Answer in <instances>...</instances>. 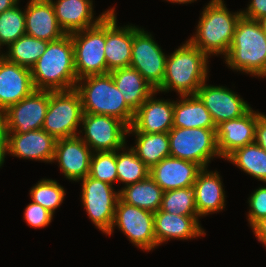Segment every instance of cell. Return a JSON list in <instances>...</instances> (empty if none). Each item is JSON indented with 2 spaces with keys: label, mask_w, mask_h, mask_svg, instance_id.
<instances>
[{
  "label": "cell",
  "mask_w": 266,
  "mask_h": 267,
  "mask_svg": "<svg viewBox=\"0 0 266 267\" xmlns=\"http://www.w3.org/2000/svg\"><path fill=\"white\" fill-rule=\"evenodd\" d=\"M8 152V129L4 112H0V168Z\"/></svg>",
  "instance_id": "obj_40"
},
{
  "label": "cell",
  "mask_w": 266,
  "mask_h": 267,
  "mask_svg": "<svg viewBox=\"0 0 266 267\" xmlns=\"http://www.w3.org/2000/svg\"><path fill=\"white\" fill-rule=\"evenodd\" d=\"M251 229L256 235L258 241L264 244V246L266 247V217H263L259 221H257L251 227Z\"/></svg>",
  "instance_id": "obj_42"
},
{
  "label": "cell",
  "mask_w": 266,
  "mask_h": 267,
  "mask_svg": "<svg viewBox=\"0 0 266 267\" xmlns=\"http://www.w3.org/2000/svg\"><path fill=\"white\" fill-rule=\"evenodd\" d=\"M19 0H0V14L15 6Z\"/></svg>",
  "instance_id": "obj_43"
},
{
  "label": "cell",
  "mask_w": 266,
  "mask_h": 267,
  "mask_svg": "<svg viewBox=\"0 0 266 267\" xmlns=\"http://www.w3.org/2000/svg\"><path fill=\"white\" fill-rule=\"evenodd\" d=\"M47 45L48 41L24 34L7 47L8 51L4 58L9 62L31 69L44 54Z\"/></svg>",
  "instance_id": "obj_31"
},
{
  "label": "cell",
  "mask_w": 266,
  "mask_h": 267,
  "mask_svg": "<svg viewBox=\"0 0 266 267\" xmlns=\"http://www.w3.org/2000/svg\"><path fill=\"white\" fill-rule=\"evenodd\" d=\"M50 101V91L35 90L5 111L8 134L42 129Z\"/></svg>",
  "instance_id": "obj_13"
},
{
  "label": "cell",
  "mask_w": 266,
  "mask_h": 267,
  "mask_svg": "<svg viewBox=\"0 0 266 267\" xmlns=\"http://www.w3.org/2000/svg\"><path fill=\"white\" fill-rule=\"evenodd\" d=\"M168 1L171 2V3L185 4V3L194 2L196 0H167V2Z\"/></svg>",
  "instance_id": "obj_45"
},
{
  "label": "cell",
  "mask_w": 266,
  "mask_h": 267,
  "mask_svg": "<svg viewBox=\"0 0 266 267\" xmlns=\"http://www.w3.org/2000/svg\"><path fill=\"white\" fill-rule=\"evenodd\" d=\"M81 181V200L88 217L97 229L107 235L114 222L119 191H114L112 185L88 175Z\"/></svg>",
  "instance_id": "obj_9"
},
{
  "label": "cell",
  "mask_w": 266,
  "mask_h": 267,
  "mask_svg": "<svg viewBox=\"0 0 266 267\" xmlns=\"http://www.w3.org/2000/svg\"><path fill=\"white\" fill-rule=\"evenodd\" d=\"M134 135H136V145L131 148L149 169L162 159L170 157L168 133H134Z\"/></svg>",
  "instance_id": "obj_29"
},
{
  "label": "cell",
  "mask_w": 266,
  "mask_h": 267,
  "mask_svg": "<svg viewBox=\"0 0 266 267\" xmlns=\"http://www.w3.org/2000/svg\"><path fill=\"white\" fill-rule=\"evenodd\" d=\"M30 70L36 90L65 91L74 89L78 78L74 65L71 34L48 42L44 54Z\"/></svg>",
  "instance_id": "obj_1"
},
{
  "label": "cell",
  "mask_w": 266,
  "mask_h": 267,
  "mask_svg": "<svg viewBox=\"0 0 266 267\" xmlns=\"http://www.w3.org/2000/svg\"><path fill=\"white\" fill-rule=\"evenodd\" d=\"M24 219L28 225L35 229L44 228L51 223L53 214L40 204L31 202L25 208Z\"/></svg>",
  "instance_id": "obj_38"
},
{
  "label": "cell",
  "mask_w": 266,
  "mask_h": 267,
  "mask_svg": "<svg viewBox=\"0 0 266 267\" xmlns=\"http://www.w3.org/2000/svg\"><path fill=\"white\" fill-rule=\"evenodd\" d=\"M241 12L243 17L259 20L266 16V0H251L248 8Z\"/></svg>",
  "instance_id": "obj_39"
},
{
  "label": "cell",
  "mask_w": 266,
  "mask_h": 267,
  "mask_svg": "<svg viewBox=\"0 0 266 267\" xmlns=\"http://www.w3.org/2000/svg\"><path fill=\"white\" fill-rule=\"evenodd\" d=\"M196 95L209 111L215 126L221 122L239 118L251 109L249 104L234 91L225 86L207 85L206 81Z\"/></svg>",
  "instance_id": "obj_14"
},
{
  "label": "cell",
  "mask_w": 266,
  "mask_h": 267,
  "mask_svg": "<svg viewBox=\"0 0 266 267\" xmlns=\"http://www.w3.org/2000/svg\"><path fill=\"white\" fill-rule=\"evenodd\" d=\"M149 96L135 111L134 119L127 134L168 133L173 128L174 101L154 99Z\"/></svg>",
  "instance_id": "obj_15"
},
{
  "label": "cell",
  "mask_w": 266,
  "mask_h": 267,
  "mask_svg": "<svg viewBox=\"0 0 266 267\" xmlns=\"http://www.w3.org/2000/svg\"><path fill=\"white\" fill-rule=\"evenodd\" d=\"M254 142L266 151V115L264 113L257 112Z\"/></svg>",
  "instance_id": "obj_41"
},
{
  "label": "cell",
  "mask_w": 266,
  "mask_h": 267,
  "mask_svg": "<svg viewBox=\"0 0 266 267\" xmlns=\"http://www.w3.org/2000/svg\"><path fill=\"white\" fill-rule=\"evenodd\" d=\"M199 216H182L159 209L154 213V231L157 246L170 239L187 240L206 235Z\"/></svg>",
  "instance_id": "obj_24"
},
{
  "label": "cell",
  "mask_w": 266,
  "mask_h": 267,
  "mask_svg": "<svg viewBox=\"0 0 266 267\" xmlns=\"http://www.w3.org/2000/svg\"><path fill=\"white\" fill-rule=\"evenodd\" d=\"M116 225L137 248L147 252L157 247L153 212L129 205L119 198L114 222L107 235H112Z\"/></svg>",
  "instance_id": "obj_10"
},
{
  "label": "cell",
  "mask_w": 266,
  "mask_h": 267,
  "mask_svg": "<svg viewBox=\"0 0 266 267\" xmlns=\"http://www.w3.org/2000/svg\"><path fill=\"white\" fill-rule=\"evenodd\" d=\"M76 76L107 74L105 58V17L95 26L71 33Z\"/></svg>",
  "instance_id": "obj_8"
},
{
  "label": "cell",
  "mask_w": 266,
  "mask_h": 267,
  "mask_svg": "<svg viewBox=\"0 0 266 267\" xmlns=\"http://www.w3.org/2000/svg\"><path fill=\"white\" fill-rule=\"evenodd\" d=\"M220 174L203 168L197 175L193 189L198 216H205L223 210L225 191Z\"/></svg>",
  "instance_id": "obj_25"
},
{
  "label": "cell",
  "mask_w": 266,
  "mask_h": 267,
  "mask_svg": "<svg viewBox=\"0 0 266 267\" xmlns=\"http://www.w3.org/2000/svg\"><path fill=\"white\" fill-rule=\"evenodd\" d=\"M65 190L56 180L41 179L30 189L32 202L40 204L53 215L64 200Z\"/></svg>",
  "instance_id": "obj_34"
},
{
  "label": "cell",
  "mask_w": 266,
  "mask_h": 267,
  "mask_svg": "<svg viewBox=\"0 0 266 267\" xmlns=\"http://www.w3.org/2000/svg\"><path fill=\"white\" fill-rule=\"evenodd\" d=\"M56 139L45 130H31L23 134H8V154L23 159L52 162Z\"/></svg>",
  "instance_id": "obj_21"
},
{
  "label": "cell",
  "mask_w": 266,
  "mask_h": 267,
  "mask_svg": "<svg viewBox=\"0 0 266 267\" xmlns=\"http://www.w3.org/2000/svg\"><path fill=\"white\" fill-rule=\"evenodd\" d=\"M224 58L230 69L266 77V35L257 20L240 17Z\"/></svg>",
  "instance_id": "obj_4"
},
{
  "label": "cell",
  "mask_w": 266,
  "mask_h": 267,
  "mask_svg": "<svg viewBox=\"0 0 266 267\" xmlns=\"http://www.w3.org/2000/svg\"><path fill=\"white\" fill-rule=\"evenodd\" d=\"M261 29L263 30L264 34L266 35V16L262 17L261 19L257 20Z\"/></svg>",
  "instance_id": "obj_44"
},
{
  "label": "cell",
  "mask_w": 266,
  "mask_h": 267,
  "mask_svg": "<svg viewBox=\"0 0 266 267\" xmlns=\"http://www.w3.org/2000/svg\"><path fill=\"white\" fill-rule=\"evenodd\" d=\"M122 92L126 104L135 112L156 90L132 67H124L109 73Z\"/></svg>",
  "instance_id": "obj_26"
},
{
  "label": "cell",
  "mask_w": 266,
  "mask_h": 267,
  "mask_svg": "<svg viewBox=\"0 0 266 267\" xmlns=\"http://www.w3.org/2000/svg\"><path fill=\"white\" fill-rule=\"evenodd\" d=\"M25 8L26 34L48 42L61 39L65 32L57 22L51 0H30Z\"/></svg>",
  "instance_id": "obj_23"
},
{
  "label": "cell",
  "mask_w": 266,
  "mask_h": 267,
  "mask_svg": "<svg viewBox=\"0 0 266 267\" xmlns=\"http://www.w3.org/2000/svg\"><path fill=\"white\" fill-rule=\"evenodd\" d=\"M202 169L195 162L170 156L151 167L149 176L166 192L193 186Z\"/></svg>",
  "instance_id": "obj_20"
},
{
  "label": "cell",
  "mask_w": 266,
  "mask_h": 267,
  "mask_svg": "<svg viewBox=\"0 0 266 267\" xmlns=\"http://www.w3.org/2000/svg\"><path fill=\"white\" fill-rule=\"evenodd\" d=\"M241 16V11H228L223 0H211L202 11L196 34L188 40L208 57L226 56Z\"/></svg>",
  "instance_id": "obj_3"
},
{
  "label": "cell",
  "mask_w": 266,
  "mask_h": 267,
  "mask_svg": "<svg viewBox=\"0 0 266 267\" xmlns=\"http://www.w3.org/2000/svg\"><path fill=\"white\" fill-rule=\"evenodd\" d=\"M31 70L27 67L0 60V109L18 103L35 91Z\"/></svg>",
  "instance_id": "obj_19"
},
{
  "label": "cell",
  "mask_w": 266,
  "mask_h": 267,
  "mask_svg": "<svg viewBox=\"0 0 266 267\" xmlns=\"http://www.w3.org/2000/svg\"><path fill=\"white\" fill-rule=\"evenodd\" d=\"M208 56L189 40L167 56L162 85L156 90H175L181 95H196L208 77Z\"/></svg>",
  "instance_id": "obj_2"
},
{
  "label": "cell",
  "mask_w": 266,
  "mask_h": 267,
  "mask_svg": "<svg viewBox=\"0 0 266 267\" xmlns=\"http://www.w3.org/2000/svg\"><path fill=\"white\" fill-rule=\"evenodd\" d=\"M77 84L83 114L109 115L131 126L135 112L126 104L109 73L80 78Z\"/></svg>",
  "instance_id": "obj_5"
},
{
  "label": "cell",
  "mask_w": 266,
  "mask_h": 267,
  "mask_svg": "<svg viewBox=\"0 0 266 267\" xmlns=\"http://www.w3.org/2000/svg\"><path fill=\"white\" fill-rule=\"evenodd\" d=\"M83 116L82 100L74 88L50 91V101L42 129L56 140L80 134L78 126Z\"/></svg>",
  "instance_id": "obj_6"
},
{
  "label": "cell",
  "mask_w": 266,
  "mask_h": 267,
  "mask_svg": "<svg viewBox=\"0 0 266 267\" xmlns=\"http://www.w3.org/2000/svg\"><path fill=\"white\" fill-rule=\"evenodd\" d=\"M170 156L207 168L214 157L221 158L217 148L216 129L172 128L168 132Z\"/></svg>",
  "instance_id": "obj_7"
},
{
  "label": "cell",
  "mask_w": 266,
  "mask_h": 267,
  "mask_svg": "<svg viewBox=\"0 0 266 267\" xmlns=\"http://www.w3.org/2000/svg\"><path fill=\"white\" fill-rule=\"evenodd\" d=\"M80 138L93 152L117 151L126 144L128 126L120 119L109 115L83 114Z\"/></svg>",
  "instance_id": "obj_12"
},
{
  "label": "cell",
  "mask_w": 266,
  "mask_h": 267,
  "mask_svg": "<svg viewBox=\"0 0 266 267\" xmlns=\"http://www.w3.org/2000/svg\"><path fill=\"white\" fill-rule=\"evenodd\" d=\"M144 29L133 25L130 67L136 69L157 90L165 75L167 55Z\"/></svg>",
  "instance_id": "obj_11"
},
{
  "label": "cell",
  "mask_w": 266,
  "mask_h": 267,
  "mask_svg": "<svg viewBox=\"0 0 266 267\" xmlns=\"http://www.w3.org/2000/svg\"><path fill=\"white\" fill-rule=\"evenodd\" d=\"M17 3L0 14V44L7 47L26 34L25 9L22 11Z\"/></svg>",
  "instance_id": "obj_35"
},
{
  "label": "cell",
  "mask_w": 266,
  "mask_h": 267,
  "mask_svg": "<svg viewBox=\"0 0 266 267\" xmlns=\"http://www.w3.org/2000/svg\"><path fill=\"white\" fill-rule=\"evenodd\" d=\"M160 209L175 215L198 216L193 186L164 192Z\"/></svg>",
  "instance_id": "obj_33"
},
{
  "label": "cell",
  "mask_w": 266,
  "mask_h": 267,
  "mask_svg": "<svg viewBox=\"0 0 266 267\" xmlns=\"http://www.w3.org/2000/svg\"><path fill=\"white\" fill-rule=\"evenodd\" d=\"M115 7L105 16V58L107 74L130 67L133 43V26H117Z\"/></svg>",
  "instance_id": "obj_16"
},
{
  "label": "cell",
  "mask_w": 266,
  "mask_h": 267,
  "mask_svg": "<svg viewBox=\"0 0 266 267\" xmlns=\"http://www.w3.org/2000/svg\"><path fill=\"white\" fill-rule=\"evenodd\" d=\"M163 194L164 191L148 176L120 189L119 198L129 205L155 213L161 208Z\"/></svg>",
  "instance_id": "obj_28"
},
{
  "label": "cell",
  "mask_w": 266,
  "mask_h": 267,
  "mask_svg": "<svg viewBox=\"0 0 266 267\" xmlns=\"http://www.w3.org/2000/svg\"><path fill=\"white\" fill-rule=\"evenodd\" d=\"M93 151L80 136L58 139L52 162L57 161L68 180L80 181L89 174Z\"/></svg>",
  "instance_id": "obj_17"
},
{
  "label": "cell",
  "mask_w": 266,
  "mask_h": 267,
  "mask_svg": "<svg viewBox=\"0 0 266 267\" xmlns=\"http://www.w3.org/2000/svg\"><path fill=\"white\" fill-rule=\"evenodd\" d=\"M248 222L252 227L261 218L266 217V186L259 187L251 193L249 199Z\"/></svg>",
  "instance_id": "obj_37"
},
{
  "label": "cell",
  "mask_w": 266,
  "mask_h": 267,
  "mask_svg": "<svg viewBox=\"0 0 266 267\" xmlns=\"http://www.w3.org/2000/svg\"><path fill=\"white\" fill-rule=\"evenodd\" d=\"M88 176L113 185L117 181L116 151L93 152Z\"/></svg>",
  "instance_id": "obj_36"
},
{
  "label": "cell",
  "mask_w": 266,
  "mask_h": 267,
  "mask_svg": "<svg viewBox=\"0 0 266 267\" xmlns=\"http://www.w3.org/2000/svg\"><path fill=\"white\" fill-rule=\"evenodd\" d=\"M125 146L116 151V170L117 182H122L126 184L125 186H128L147 178L150 169L136 155L132 148L126 150Z\"/></svg>",
  "instance_id": "obj_32"
},
{
  "label": "cell",
  "mask_w": 266,
  "mask_h": 267,
  "mask_svg": "<svg viewBox=\"0 0 266 267\" xmlns=\"http://www.w3.org/2000/svg\"><path fill=\"white\" fill-rule=\"evenodd\" d=\"M226 160L266 183V151L255 142L236 149Z\"/></svg>",
  "instance_id": "obj_30"
},
{
  "label": "cell",
  "mask_w": 266,
  "mask_h": 267,
  "mask_svg": "<svg viewBox=\"0 0 266 267\" xmlns=\"http://www.w3.org/2000/svg\"><path fill=\"white\" fill-rule=\"evenodd\" d=\"M257 112L252 108L243 116L221 122L216 126L217 148L226 159L236 149L255 141Z\"/></svg>",
  "instance_id": "obj_18"
},
{
  "label": "cell",
  "mask_w": 266,
  "mask_h": 267,
  "mask_svg": "<svg viewBox=\"0 0 266 267\" xmlns=\"http://www.w3.org/2000/svg\"><path fill=\"white\" fill-rule=\"evenodd\" d=\"M174 101L173 128L216 129L209 111L197 95H181Z\"/></svg>",
  "instance_id": "obj_27"
},
{
  "label": "cell",
  "mask_w": 266,
  "mask_h": 267,
  "mask_svg": "<svg viewBox=\"0 0 266 267\" xmlns=\"http://www.w3.org/2000/svg\"><path fill=\"white\" fill-rule=\"evenodd\" d=\"M57 22L65 34L91 28L97 25L113 8L94 19L92 0H51Z\"/></svg>",
  "instance_id": "obj_22"
},
{
  "label": "cell",
  "mask_w": 266,
  "mask_h": 267,
  "mask_svg": "<svg viewBox=\"0 0 266 267\" xmlns=\"http://www.w3.org/2000/svg\"><path fill=\"white\" fill-rule=\"evenodd\" d=\"M1 46H2V45L0 44V49L2 48ZM0 52H1V51H0ZM4 57H5V53H4V54H3V53H2V54L0 53V60L4 59Z\"/></svg>",
  "instance_id": "obj_46"
}]
</instances>
